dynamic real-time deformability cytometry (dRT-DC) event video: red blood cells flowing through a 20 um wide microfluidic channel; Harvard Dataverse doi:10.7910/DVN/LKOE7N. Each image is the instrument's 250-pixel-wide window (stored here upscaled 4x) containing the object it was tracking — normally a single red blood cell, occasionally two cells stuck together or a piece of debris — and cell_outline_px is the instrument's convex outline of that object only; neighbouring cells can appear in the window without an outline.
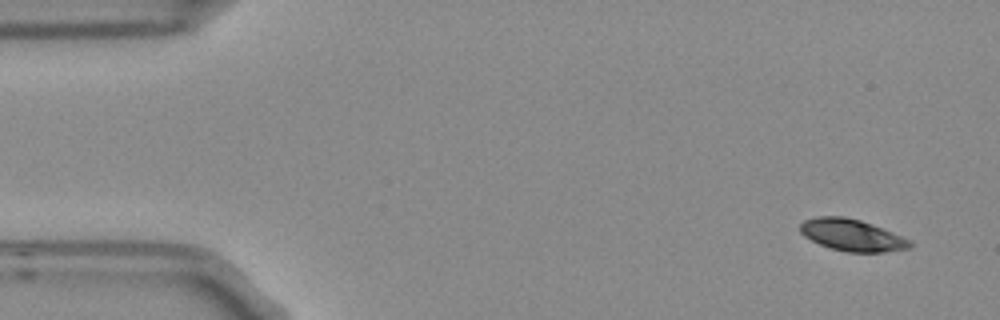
{"species": "Egyptian fruit bat (a non-hibernating species)", "species_latin": "Rousettus aegyptiacus", "temperature_condition": "room temperature", "stored_images_in_passage": 6, "camera_frame_rate_fps": 3000, "um_per_image_px": 0.085, "frame": {"image": 1, "passage_image": 1, "time_ms": 0.0, "image_size_px": [1000, 320], "cell_outline_px": [[912, 248], [884, 252], [848, 252], [832, 248], [820, 244], [804, 236], [800, 232], [800, 224], [804, 220], [816, 216], [844, 216], [860, 220], [872, 224], [912, 240]], "centroid_in_image_um": [72.44, 19.98], "position_along_channel_um": 12.6, "area_um2": 20.35}}
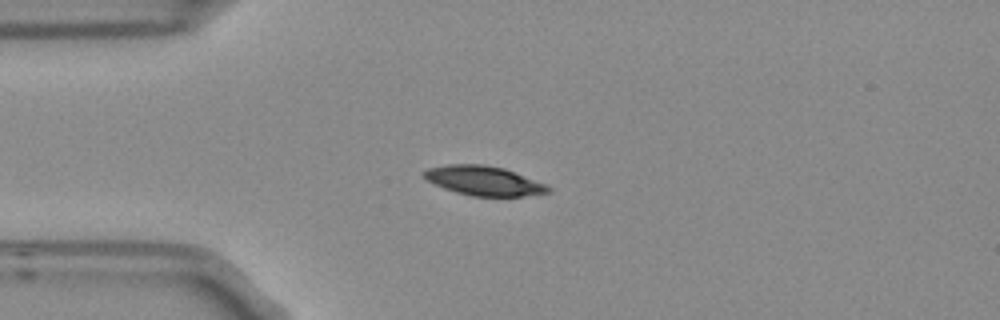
{"frame": {"image": 2, "passage_image": 4, "time_ms": 1.0, "image_size_px": [1000, 320], "cell_outline_px": [[552, 192], [524, 196], [472, 196], [456, 192], [444, 188], [428, 180], [420, 172], [428, 168], [448, 164], [484, 164], [504, 168], [544, 184], [552, 188]], "centroid_in_image_um": [41.11, 15.36], "position_along_channel_um": 43.9, "area_um2": 21.15}}
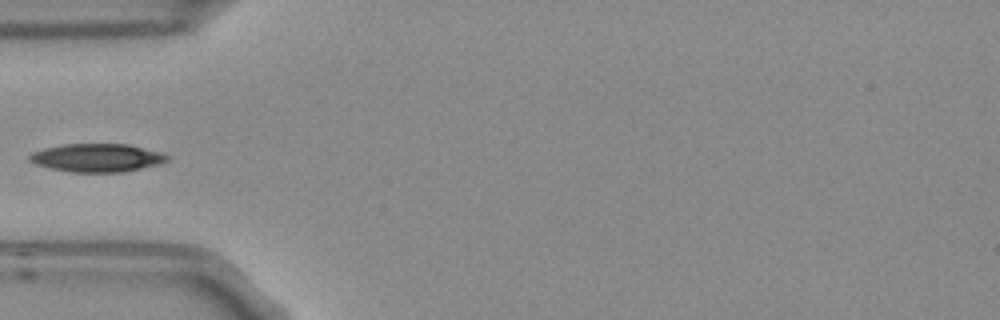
{"frame": {"image": 3, "passage_image": 5, "time_ms": 1.333, "image_size_px": [1000, 320], "cell_outline_px": [[168, 160], [160, 164], [124, 172], [72, 172], [52, 168], [36, 164], [28, 160], [28, 156], [32, 152], [44, 148], [64, 144], [128, 144], [164, 152], [168, 156]], "centroid_in_image_um": [8.28, 13.4], "position_along_channel_um": 76.7, "area_um2": 22.72}}